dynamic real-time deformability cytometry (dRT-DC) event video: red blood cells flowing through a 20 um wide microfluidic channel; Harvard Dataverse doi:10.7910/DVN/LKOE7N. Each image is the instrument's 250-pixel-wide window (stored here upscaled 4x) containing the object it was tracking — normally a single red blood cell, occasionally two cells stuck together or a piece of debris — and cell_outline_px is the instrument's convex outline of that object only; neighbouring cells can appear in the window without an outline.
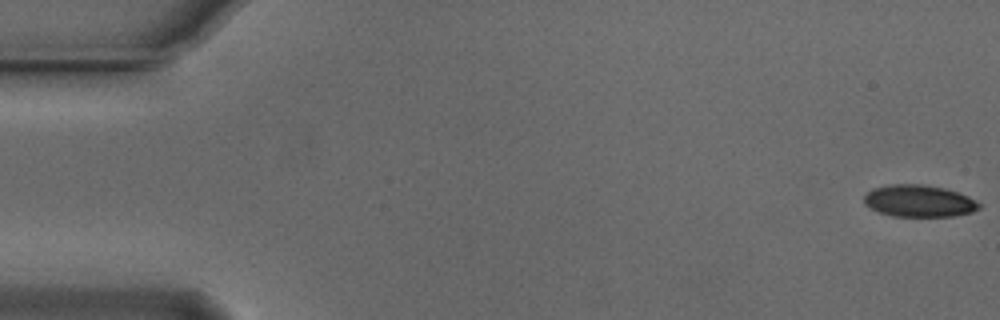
{"species": "Egyptian fruit bat (a non-hibernating species)", "species_latin": "Rousettus aegyptiacus", "temperature_condition": "cold", "stored_images_in_passage": 55, "camera_frame_rate_fps": 3000, "um_per_image_px": 0.085, "animal": {"sex": "male"}, "frame": {"image": 1, "passage_image": 1, "time_ms": 0.0, "image_size_px": [1000, 320], "cell_outline_px": [[980, 208], [972, 212], [952, 216], [892, 216], [880, 212], [864, 204], [864, 196], [872, 188], [892, 184], [924, 184], [944, 188], [968, 196], [976, 200], [980, 204]], "centroid_in_image_um": [78.12, 17.08], "position_along_channel_um": 6.9, "area_um2": 21.33}}
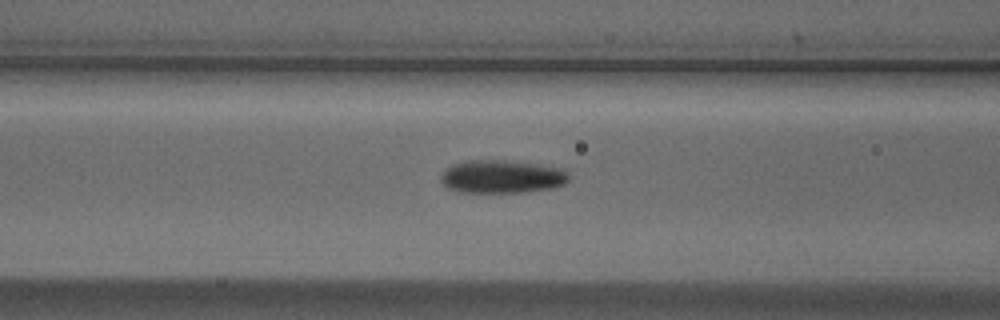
{"frame": {"image": 2, "passage_image": 22, "time_ms": 7.0, "image_size_px": [1000, 320], "cell_outline_px": [[568, 180], [564, 184], [552, 188], [524, 192], [456, 192], [448, 188], [440, 180], [440, 176], [452, 164], [468, 160], [504, 160], [540, 164], [564, 168], [568, 176]], "centroid_in_image_um": [42.66, 15.01], "position_along_channel_um": 123.9, "area_um2": 24.8}}
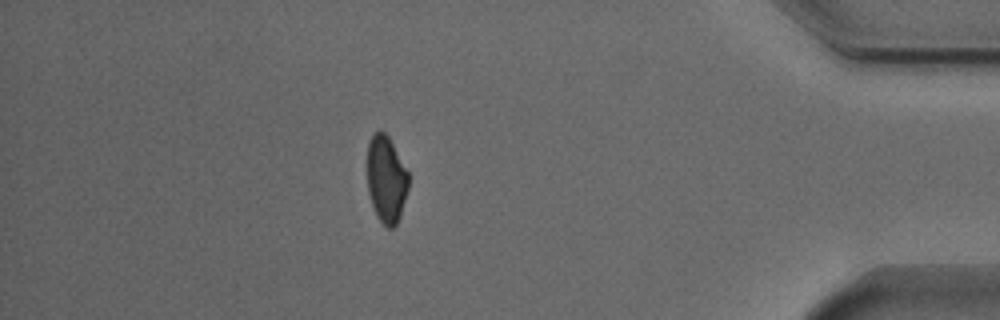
{"frame": {"image": 3, "passage_image": 48, "time_ms": 15.667, "image_size_px": [1000, 320], "cell_outline_px": [[408, 188], [400, 216], [396, 224], [392, 228], [388, 228], [376, 216], [368, 192], [368, 144], [372, 136], [380, 128], [388, 136], [408, 172]], "centroid_in_image_um": [32.83, 15.24], "position_along_channel_um": 402.4, "area_um2": 20.63}, "authors_computed_cell_mechanics": {"area_um2": 22.9466, "velocity_mm_per_s": 3.7451, "shape_relaxation_time_tau1_ms": 4.6, "shape_relaxation_time_tau2_ms": 4.3788, "deformation_change_tau1": 0.1292, "deformation_change_tau2": 0.0969}}